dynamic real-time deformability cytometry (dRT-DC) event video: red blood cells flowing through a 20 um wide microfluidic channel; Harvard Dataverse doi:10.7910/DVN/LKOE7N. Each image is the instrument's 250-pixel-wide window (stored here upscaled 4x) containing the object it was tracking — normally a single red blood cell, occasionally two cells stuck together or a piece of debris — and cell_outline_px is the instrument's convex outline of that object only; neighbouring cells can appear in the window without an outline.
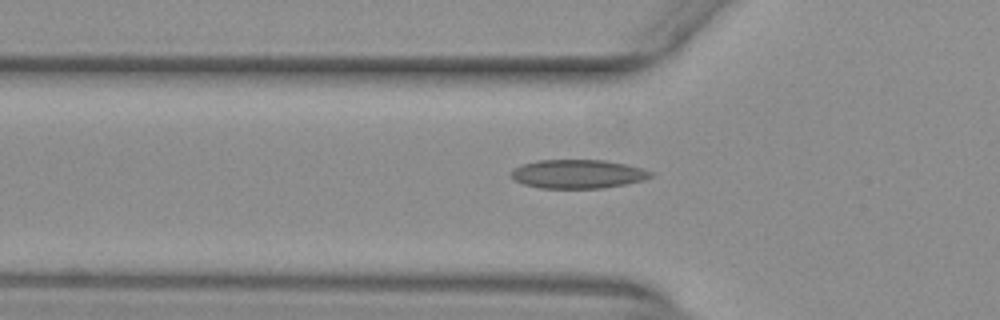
{"species": "common noctule bat (a hibernating species)", "species_latin": "Nyctalus noctula", "temperature_condition": "warm", "stored_images_in_passage": 34, "camera_frame_rate_fps": 3000, "um_per_image_px": 0.085, "animal": {"sex": "female", "body_mass_g": 29.2, "forearm_length_mm": 56.3}, "frame": {"image": 1, "passage_image": 5, "time_ms": 1.333, "image_size_px": [1000, 320], "cell_outline_px": [[652, 176], [644, 180], [628, 184], [604, 188], [540, 188], [524, 184], [516, 180], [508, 172], [512, 168], [520, 164], [536, 160], [604, 160], [624, 164], [640, 168], [652, 172]], "centroid_in_image_um": [49.07, 14.79], "position_along_channel_um": 76.7, "area_um2": 23.52}}
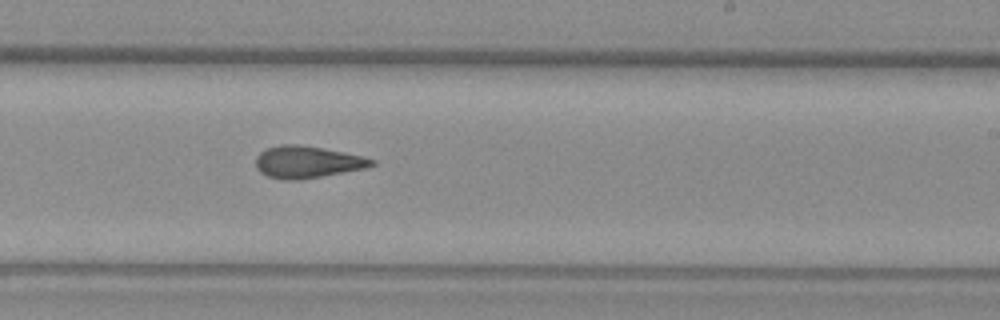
{"frame": {"image": 2, "passage_image": 19, "time_ms": 6.0, "image_size_px": [1000, 320], "cell_outline_px": [[376, 164], [368, 168], [300, 180], [284, 180], [268, 176], [260, 172], [256, 168], [256, 156], [264, 148], [280, 144], [296, 144], [344, 152], [364, 156], [376, 160]], "centroid_in_image_um": [26.13, 13.77], "position_along_channel_um": 262.9, "area_um2": 21.85}}
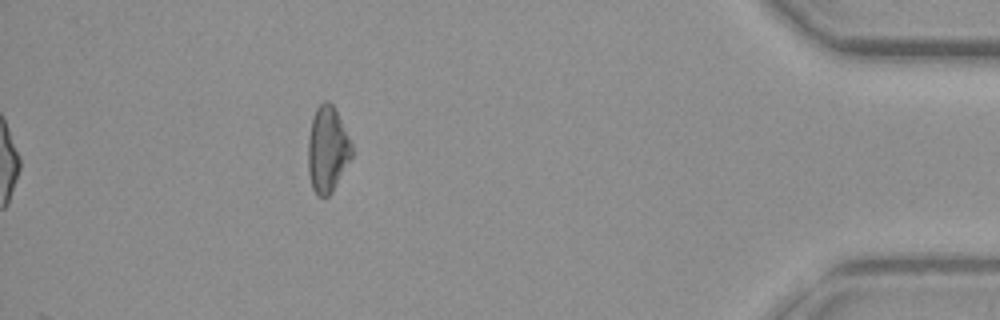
{"frame": {"image": 3, "passage_image": 34, "time_ms": 11.0, "image_size_px": [1000, 320], "cell_outline_px": [[352, 156], [332, 192], [328, 196], [316, 196], [312, 188], [308, 172], [308, 140], [312, 116], [316, 108], [324, 100], [328, 100], [336, 108], [352, 144]], "centroid_in_image_um": [27.82, 12.68], "position_along_channel_um": 407.4, "area_um2": 22.08}, "authors_computed_cell_mechanics": {"area_um2": 21.5883, "velocity_mm_per_s": 3.9791, "shape_relaxation_time_tau1_ms": null, "shape_relaxation_time_tau2_ms": 4.0174, "deformation_change_tau1": null, "deformation_change_tau2": 0.138}}